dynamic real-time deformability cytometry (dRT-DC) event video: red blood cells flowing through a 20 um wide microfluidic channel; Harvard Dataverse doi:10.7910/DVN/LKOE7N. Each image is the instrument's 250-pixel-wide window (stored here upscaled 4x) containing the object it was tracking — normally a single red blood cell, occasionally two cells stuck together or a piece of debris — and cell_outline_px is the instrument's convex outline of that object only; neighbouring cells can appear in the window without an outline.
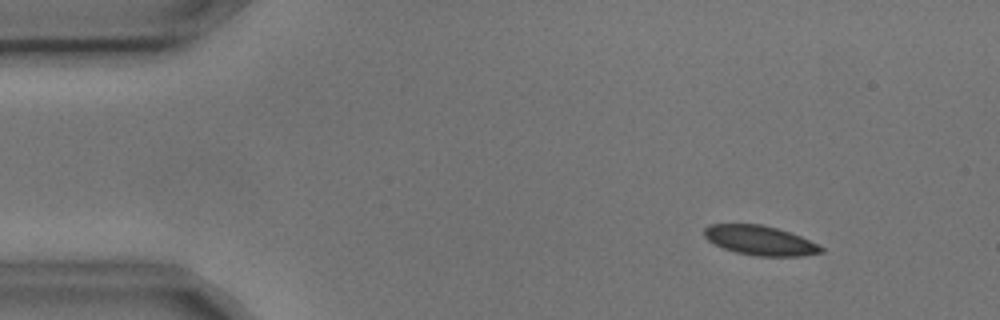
{"species": "common noctule bat (a hibernating species)", "species_latin": "Nyctalus noctula", "temperature_condition": "cold", "stored_images_in_passage": 4, "camera_frame_rate_fps": 3000, "um_per_image_px": 0.085, "animal": {"sex": "male", "body_mass_g": 17.9, "forearm_length_mm": 54.2}, "frame": {"image": 1, "passage_image": 1, "time_ms": 0.0, "image_size_px": [1000, 320], "cell_outline_px": [[824, 252], [804, 256], [756, 256], [736, 252], [724, 248], [708, 240], [704, 236], [704, 228], [708, 224], [760, 224], [776, 228], [800, 236], [824, 248]], "centroid_in_image_um": [64.59, 20.44], "position_along_channel_um": 20.4, "area_um2": 19.94}}